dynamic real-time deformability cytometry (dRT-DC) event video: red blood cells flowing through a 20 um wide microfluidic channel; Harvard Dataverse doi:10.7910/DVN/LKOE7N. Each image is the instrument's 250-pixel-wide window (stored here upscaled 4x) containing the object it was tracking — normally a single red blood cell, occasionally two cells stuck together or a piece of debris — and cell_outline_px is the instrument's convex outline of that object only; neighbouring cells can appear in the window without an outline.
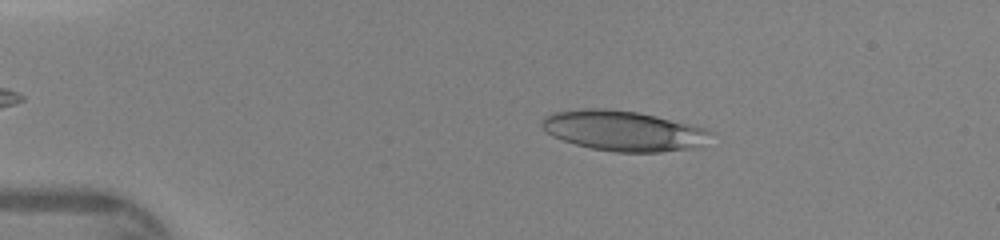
{"species": "human", "species_latin": "Homo sapiens", "temperature_condition": "warm", "stored_images_in_passage": 45, "camera_frame_rate_fps": 3000, "um_per_image_px": 0.085, "donor": {"sex": "female"}, "frame": {"image": 1, "passage_image": 8, "time_ms": 2.333, "image_size_px": [1000, 240], "cell_outline_px": [[716, 132], [704, 148], [660, 152], [616, 152], [592, 148], [576, 144], [552, 136], [540, 124], [540, 120], [544, 116], [552, 112], [580, 108], [604, 108], [636, 112], [688, 124], [704, 128]], "centroid_in_image_um": [53.05, 11.13], "position_along_channel_um": 32.0, "area_um2": 40.0}}
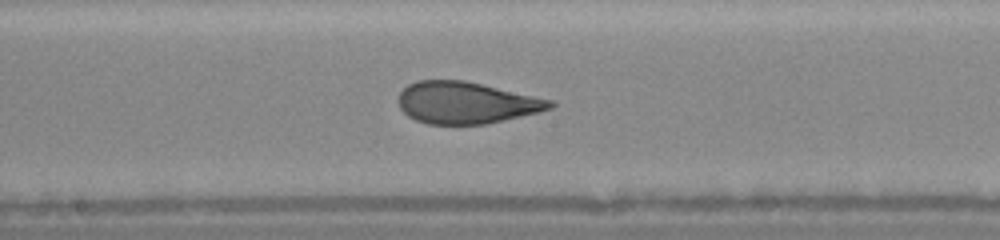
{"frame": {"image": 2, "passage_image": 24, "time_ms": 7.667, "image_size_px": [1000, 240], "cell_outline_px": [[556, 104], [552, 108], [536, 112], [484, 124], [428, 124], [416, 120], [408, 116], [400, 108], [400, 92], [408, 84], [416, 80], [464, 80], [552, 100]], "centroid_in_image_um": [39.59, 8.72], "position_along_channel_um": 208.6, "area_um2": 36.41}}
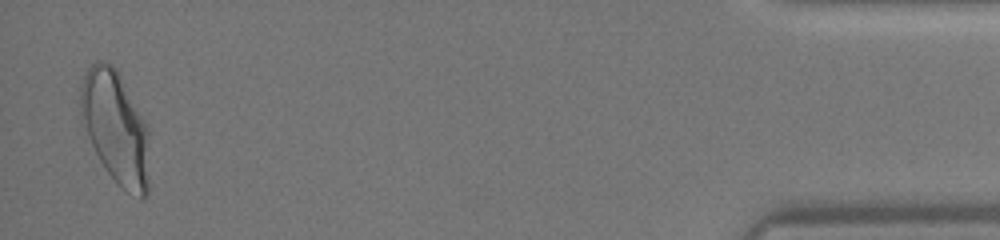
{"frame": {"image": 3, "passage_image": 44, "time_ms": 14.333, "image_size_px": [1000, 240], "cell_outline_px": [[148, 196], [140, 196], [124, 188], [104, 168], [88, 136], [80, 116], [80, 84], [84, 72], [96, 60], [104, 60], [112, 64], [120, 72], [148, 124]], "centroid_in_image_um": [9.82, 10.71], "position_along_channel_um": 425.4, "area_um2": 45.32}}